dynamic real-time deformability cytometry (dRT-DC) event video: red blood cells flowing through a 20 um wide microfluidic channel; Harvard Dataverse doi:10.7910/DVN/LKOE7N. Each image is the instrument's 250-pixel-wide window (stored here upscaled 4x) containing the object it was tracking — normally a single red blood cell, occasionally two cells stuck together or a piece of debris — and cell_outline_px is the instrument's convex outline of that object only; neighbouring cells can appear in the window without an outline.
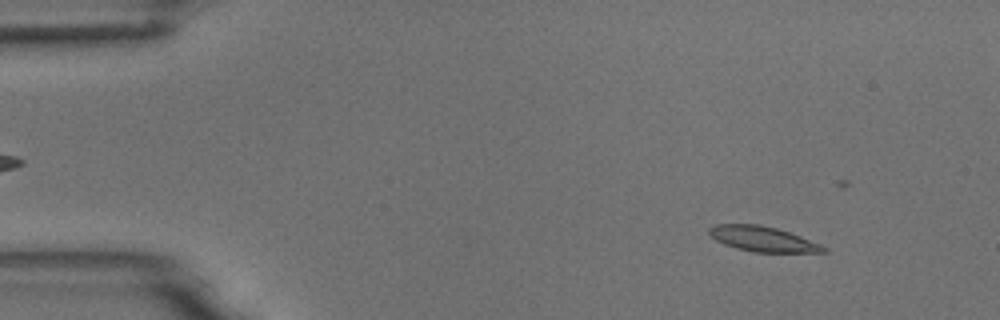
{"species": "common noctule bat (a hibernating species)", "species_latin": "Nyctalus noctula", "temperature_condition": "room temperature", "stored_images_in_passage": 3, "camera_frame_rate_fps": 3000, "um_per_image_px": 0.085, "animal": {"sex": "male", "body_mass_g": 18.8}, "frame": {"image": 1, "passage_image": 1, "time_ms": 0.0, "image_size_px": [1000, 320], "cell_outline_px": [[828, 252], [752, 252], [736, 248], [724, 244], [716, 240], [708, 232], [708, 228], [716, 224], [756, 224], [776, 228], [800, 236], [820, 244], [828, 248]], "centroid_in_image_um": [64.83, 20.32], "position_along_channel_um": 20.2, "area_um2": 16.65}}